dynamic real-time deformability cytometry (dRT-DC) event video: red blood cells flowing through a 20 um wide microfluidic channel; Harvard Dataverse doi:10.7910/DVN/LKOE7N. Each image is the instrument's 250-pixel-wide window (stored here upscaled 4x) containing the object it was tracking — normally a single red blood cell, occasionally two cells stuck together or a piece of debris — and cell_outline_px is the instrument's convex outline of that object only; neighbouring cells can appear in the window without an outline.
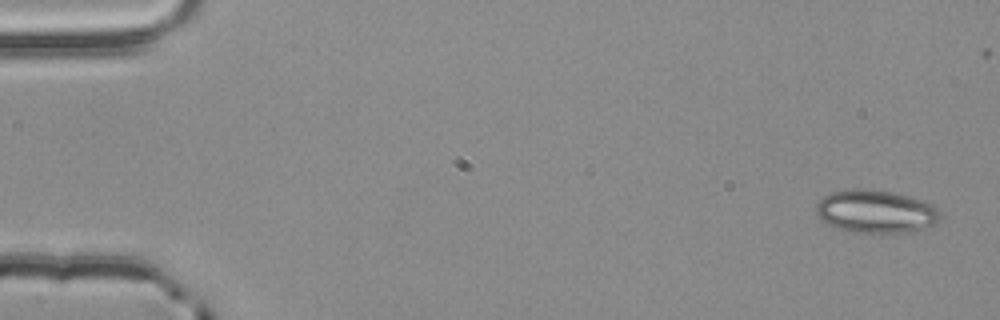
{"species": "common noctule bat (a hibernating species)", "species_latin": "Nyctalus noctula", "temperature_condition": "room temperature", "stored_images_in_passage": 5, "segment_of_instrument_passage": [1, 2], "camera_frame_rate_fps": 3000, "um_per_image_px": 0.085, "animal": {"sex": "male", "body_mass_g": 20.4}, "frame": {"image": 1, "passage_image": 1, "time_ms": 0.0, "image_size_px": [1000, 320], "cell_outline_px": [[940, 216], [936, 224], [908, 232], [864, 232], [840, 228], [828, 224], [820, 220], [816, 212], [816, 204], [824, 196], [832, 192], [852, 188], [860, 188], [892, 192], [924, 200], [940, 208]], "centroid_in_image_um": [74.46, 17.95], "position_along_channel_um": 10.5, "area_um2": 30.87}}